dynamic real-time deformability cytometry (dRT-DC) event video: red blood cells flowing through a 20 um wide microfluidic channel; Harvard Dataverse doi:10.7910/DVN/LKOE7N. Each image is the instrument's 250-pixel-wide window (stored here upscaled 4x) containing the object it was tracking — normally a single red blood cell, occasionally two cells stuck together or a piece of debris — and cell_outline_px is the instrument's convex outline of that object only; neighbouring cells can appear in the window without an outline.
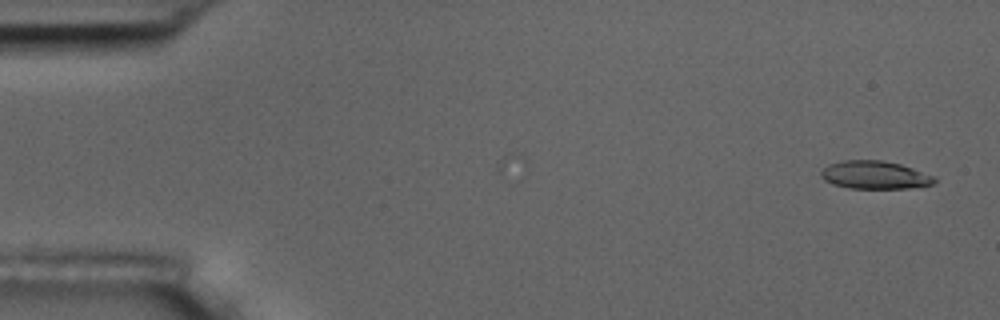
{"species": "common noctule bat (a hibernating species)", "species_latin": "Nyctalus noctula", "temperature_condition": "room temperature", "stored_images_in_passage": 4, "camera_frame_rate_fps": 3000, "um_per_image_px": 0.085, "animal": {"sex": "male", "body_mass_g": 17.5, "forearm_length_mm": 52.3}, "frame": {"image": 1, "passage_image": 1, "time_ms": 0.0, "image_size_px": [1000, 320], "cell_outline_px": [[936, 184], [908, 188], [852, 188], [832, 184], [824, 180], [820, 176], [820, 172], [828, 164], [844, 160], [880, 160], [900, 164], [912, 168], [932, 176], [936, 180]], "centroid_in_image_um": [74.33, 14.87], "position_along_channel_um": 10.7, "area_um2": 18.38}}